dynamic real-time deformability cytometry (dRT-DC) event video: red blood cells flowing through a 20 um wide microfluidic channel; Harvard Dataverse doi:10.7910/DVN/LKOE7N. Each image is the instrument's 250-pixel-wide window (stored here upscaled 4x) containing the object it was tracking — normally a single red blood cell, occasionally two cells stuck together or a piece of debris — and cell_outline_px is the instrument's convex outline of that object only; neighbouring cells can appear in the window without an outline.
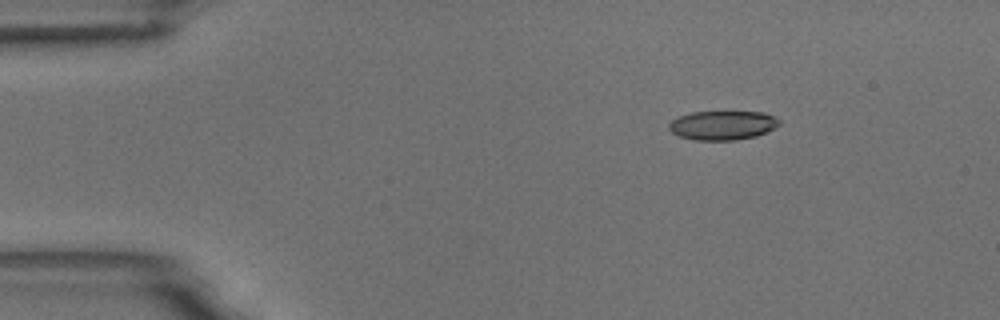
{"species": "common noctule bat (a hibernating species)", "species_latin": "Nyctalus noctula", "temperature_condition": "room temperature", "stored_images_in_passage": 13, "camera_frame_rate_fps": 3000, "um_per_image_px": 0.085, "animal": {"sex": "male", "body_mass_g": 18.8}, "frame": {"image": 1, "passage_image": 1, "time_ms": 0.0, "image_size_px": [1000, 320], "cell_outline_px": [[780, 124], [776, 128], [756, 136], [736, 140], [696, 140], [680, 136], [672, 132], [668, 128], [668, 124], [672, 120], [680, 116], [692, 112], [764, 112], [780, 120]], "centroid_in_image_um": [61.44, 10.65], "position_along_channel_um": 23.6, "area_um2": 18.67}}
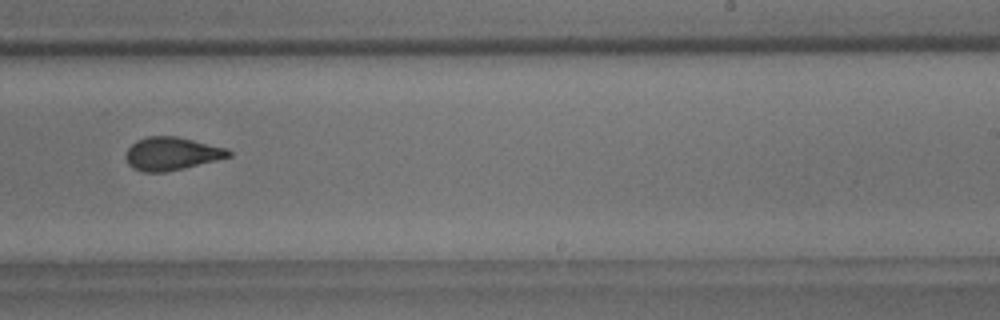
{"frame": {"image": 2, "passage_image": 8, "time_ms": 8.667, "image_size_px": [1000, 320], "cell_outline_px": [[232, 156], [184, 168], [164, 172], [140, 172], [132, 168], [128, 164], [124, 156], [128, 148], [136, 140], [148, 136], [176, 136], [228, 148], [232, 152]], "centroid_in_image_um": [14.57, 13.06], "position_along_channel_um": 274.4, "area_um2": 19.94}}
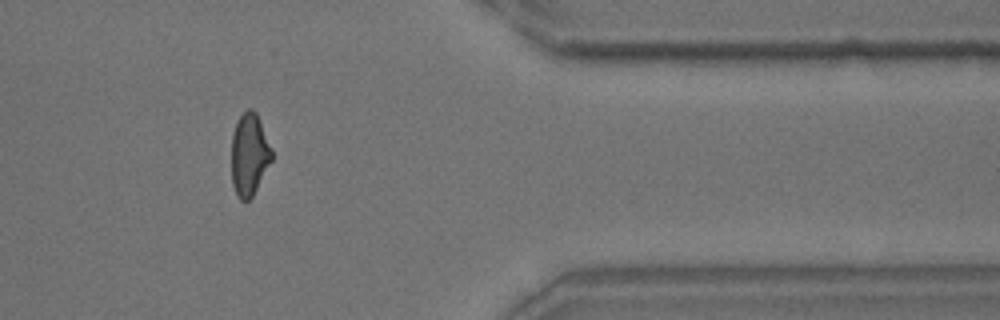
{"frame": {"image": 3, "passage_image": 11, "time_ms": 12.333, "image_size_px": [1000, 320], "cell_outline_px": [[272, 160], [252, 196], [248, 200], [240, 200], [232, 184], [232, 136], [236, 124], [240, 116], [248, 108], [252, 108], [256, 112], [272, 152]], "centroid_in_image_um": [21.18, 13.14], "position_along_channel_um": 390.2, "area_um2": 18.84}, "authors_computed_cell_mechanics": {"area_um2": 19.5942, "velocity_mm_per_s": 3.7201, "shape_relaxation_time_tau1_ms": 6.6955, "shape_relaxation_time_tau2_ms": 1.1655, "deformation_change_tau1": 0.1792, "deformation_change_tau2": 0.0512}}